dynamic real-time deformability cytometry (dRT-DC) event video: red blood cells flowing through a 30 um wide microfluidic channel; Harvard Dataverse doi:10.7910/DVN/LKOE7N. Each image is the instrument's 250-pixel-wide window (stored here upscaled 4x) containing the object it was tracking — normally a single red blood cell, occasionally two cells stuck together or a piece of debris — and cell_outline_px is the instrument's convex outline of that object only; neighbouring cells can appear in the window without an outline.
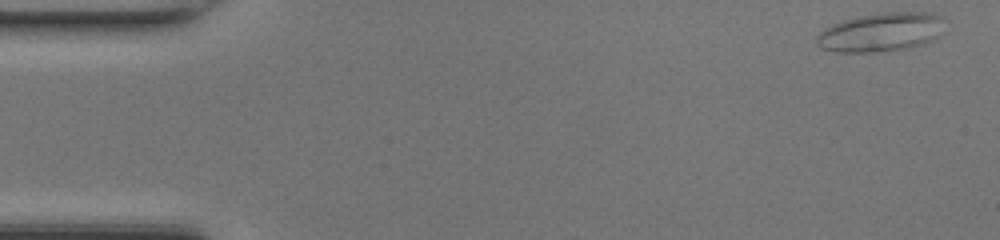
{"species": "common noctule bat (a hibernating species)", "species_latin": "Nyctalus noctula", "temperature_condition": "room temperature", "stored_images_in_passage": 47, "camera_frame_rate_fps": 3000, "um_per_image_px": 0.085, "animal": {"sex": "female", "body_mass_g": 17.0, "forearm_length_mm": 48.0}, "frame": {"image": 1, "passage_image": 1, "time_ms": 0.0, "image_size_px": [1000, 240], "cell_outline_px": [[940, 20], [932, 36], [928, 40], [920, 44], [908, 48], [876, 52], [836, 52], [824, 48], [816, 44], [816, 36], [824, 28], [848, 20], [864, 16], [892, 12], [924, 12], [936, 16]], "centroid_in_image_um": [74.72, 2.77], "position_along_channel_um": 10.3, "area_um2": 27.28}}
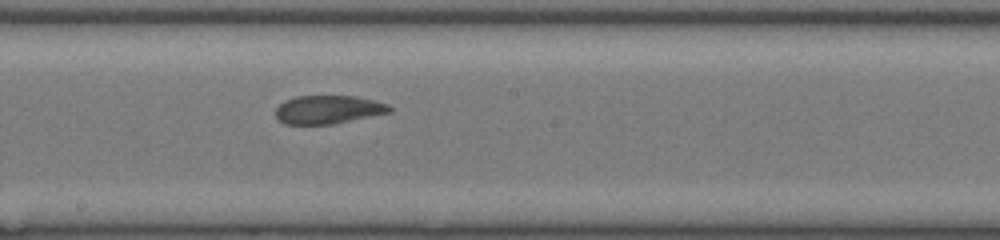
{"frame": {"image": 2, "passage_image": 25, "time_ms": 8.0, "image_size_px": [1000, 240], "cell_outline_px": [[392, 112], [332, 124], [284, 124], [276, 116], [276, 108], [284, 100], [296, 96], [356, 96], [388, 104], [392, 108]], "centroid_in_image_um": [27.9, 9.31], "position_along_channel_um": 220.3, "area_um2": 18.79}}
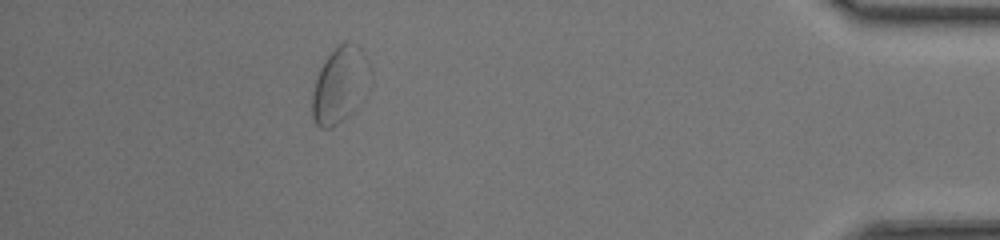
{"frame": {"image": 3, "passage_image": 42, "time_ms": 13.667, "image_size_px": [1000, 240], "cell_outline_px": [[364, 56], [352, 108], [332, 128], [320, 128], [316, 124], [312, 116], [312, 96], [316, 80], [320, 68], [328, 56], [344, 40], [348, 40], [356, 44], [360, 48]], "centroid_in_image_um": [28.63, 7.2], "position_along_channel_um": 406.6, "area_um2": 22.14}, "authors_computed_cell_mechanics": {"area_um2": 20.4034, "velocity_mm_per_s": 4.2745, "shape_relaxation_time_tau1_ms": 9.7128, "shape_relaxation_time_tau2_ms": 2.4422, "deformation_change_tau1": 0.2482, "deformation_change_tau2": 0.0934}}